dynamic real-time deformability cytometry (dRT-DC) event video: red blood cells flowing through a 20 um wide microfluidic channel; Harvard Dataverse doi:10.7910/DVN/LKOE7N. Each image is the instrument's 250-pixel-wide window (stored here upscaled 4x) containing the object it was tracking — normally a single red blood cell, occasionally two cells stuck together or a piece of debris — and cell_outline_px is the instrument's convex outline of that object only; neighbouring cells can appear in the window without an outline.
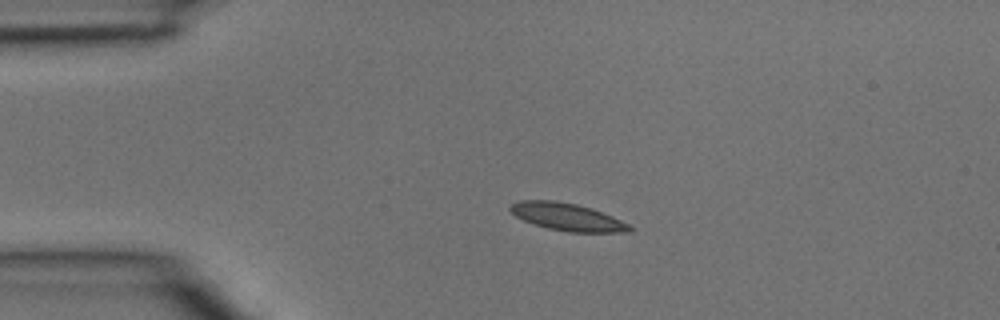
{"species": "common noctule bat (a hibernating species)", "species_latin": "Nyctalus noctula", "temperature_condition": "room temperature", "stored_images_in_passage": 2, "camera_frame_rate_fps": 3000, "um_per_image_px": 0.085, "animal": {"sex": "male", "body_mass_g": 15.6}, "frame": {"image": 1, "passage_image": 1, "time_ms": 0.0, "image_size_px": [1000, 320], "cell_outline_px": [[636, 228], [632, 232], [568, 232], [548, 228], [524, 220], [516, 216], [508, 208], [512, 204], [520, 200], [556, 200], [576, 204], [592, 208], [612, 216]], "centroid_in_image_um": [48.26, 18.43], "position_along_channel_um": 36.7, "area_um2": 19.07}}